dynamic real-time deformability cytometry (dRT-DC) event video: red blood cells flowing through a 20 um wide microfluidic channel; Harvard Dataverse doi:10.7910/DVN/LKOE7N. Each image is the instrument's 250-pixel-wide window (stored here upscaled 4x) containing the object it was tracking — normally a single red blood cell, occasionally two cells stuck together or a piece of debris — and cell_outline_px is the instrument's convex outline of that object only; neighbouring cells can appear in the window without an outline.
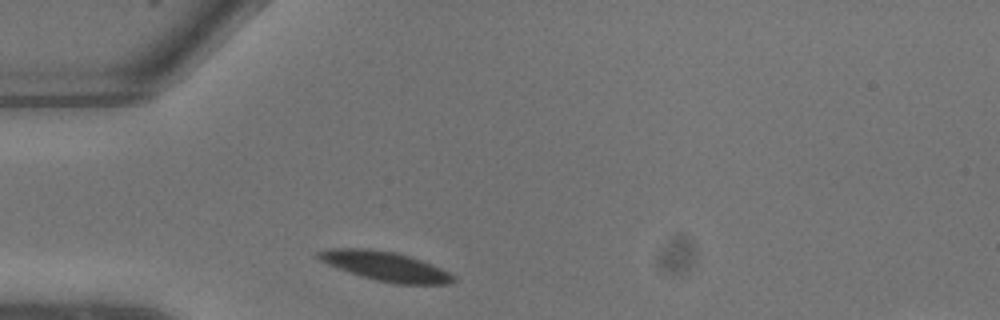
{"species": "common noctule bat (a hibernating species)", "species_latin": "Nyctalus noctula", "temperature_condition": "warm", "stored_images_in_passage": 3, "camera_frame_rate_fps": 3000, "um_per_image_px": 0.085, "animal": {"sex": "male", "body_mass_g": 13.3}, "frame": {"image": 1, "passage_image": 1, "time_ms": 0.0, "image_size_px": [1000, 320], "cell_outline_px": [[456, 280], [452, 284], [396, 284], [376, 280], [360, 276], [328, 264], [320, 260], [316, 256], [316, 252], [332, 248], [368, 248], [396, 252], [420, 260], [440, 268], [448, 272]], "centroid_in_image_um": [32.74, 22.63], "position_along_channel_um": 52.3, "area_um2": 22.89}}